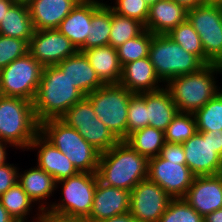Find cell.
<instances>
[{
  "mask_svg": "<svg viewBox=\"0 0 222 222\" xmlns=\"http://www.w3.org/2000/svg\"><path fill=\"white\" fill-rule=\"evenodd\" d=\"M0 222H17L0 203Z\"/></svg>",
  "mask_w": 222,
  "mask_h": 222,
  "instance_id": "c3c4849f",
  "label": "cell"
},
{
  "mask_svg": "<svg viewBox=\"0 0 222 222\" xmlns=\"http://www.w3.org/2000/svg\"><path fill=\"white\" fill-rule=\"evenodd\" d=\"M159 222H204V217L184 198H172Z\"/></svg>",
  "mask_w": 222,
  "mask_h": 222,
  "instance_id": "d590c367",
  "label": "cell"
},
{
  "mask_svg": "<svg viewBox=\"0 0 222 222\" xmlns=\"http://www.w3.org/2000/svg\"><path fill=\"white\" fill-rule=\"evenodd\" d=\"M0 203L17 222H30L27 219L34 202L18 182L0 195Z\"/></svg>",
  "mask_w": 222,
  "mask_h": 222,
  "instance_id": "f546056e",
  "label": "cell"
},
{
  "mask_svg": "<svg viewBox=\"0 0 222 222\" xmlns=\"http://www.w3.org/2000/svg\"><path fill=\"white\" fill-rule=\"evenodd\" d=\"M161 82L149 57H144L122 67L119 84L132 93H143L162 89Z\"/></svg>",
  "mask_w": 222,
  "mask_h": 222,
  "instance_id": "ffe728a7",
  "label": "cell"
},
{
  "mask_svg": "<svg viewBox=\"0 0 222 222\" xmlns=\"http://www.w3.org/2000/svg\"><path fill=\"white\" fill-rule=\"evenodd\" d=\"M110 7L117 15L138 20L144 26L149 13V6L145 0H115Z\"/></svg>",
  "mask_w": 222,
  "mask_h": 222,
  "instance_id": "f35d334b",
  "label": "cell"
},
{
  "mask_svg": "<svg viewBox=\"0 0 222 222\" xmlns=\"http://www.w3.org/2000/svg\"><path fill=\"white\" fill-rule=\"evenodd\" d=\"M148 126L145 92L134 93L128 105L126 138L133 132Z\"/></svg>",
  "mask_w": 222,
  "mask_h": 222,
  "instance_id": "8d00e7d4",
  "label": "cell"
},
{
  "mask_svg": "<svg viewBox=\"0 0 222 222\" xmlns=\"http://www.w3.org/2000/svg\"><path fill=\"white\" fill-rule=\"evenodd\" d=\"M17 182L35 204L37 202V204H40L38 205V210L49 209L51 207V202L49 204L45 200L50 198L49 196H53L54 190L56 191V182L52 175L36 165L29 168V170H25L23 173H19L18 170Z\"/></svg>",
  "mask_w": 222,
  "mask_h": 222,
  "instance_id": "cb8c5ba5",
  "label": "cell"
},
{
  "mask_svg": "<svg viewBox=\"0 0 222 222\" xmlns=\"http://www.w3.org/2000/svg\"><path fill=\"white\" fill-rule=\"evenodd\" d=\"M19 169L7 161L0 165V195L17 183Z\"/></svg>",
  "mask_w": 222,
  "mask_h": 222,
  "instance_id": "ab89813d",
  "label": "cell"
},
{
  "mask_svg": "<svg viewBox=\"0 0 222 222\" xmlns=\"http://www.w3.org/2000/svg\"><path fill=\"white\" fill-rule=\"evenodd\" d=\"M34 33V27L28 5L14 3L0 23V34L25 40L28 44Z\"/></svg>",
  "mask_w": 222,
  "mask_h": 222,
  "instance_id": "4316f807",
  "label": "cell"
},
{
  "mask_svg": "<svg viewBox=\"0 0 222 222\" xmlns=\"http://www.w3.org/2000/svg\"><path fill=\"white\" fill-rule=\"evenodd\" d=\"M182 146L186 164L195 176L221 174L222 157L210 143L209 135L196 131Z\"/></svg>",
  "mask_w": 222,
  "mask_h": 222,
  "instance_id": "9a60e30c",
  "label": "cell"
},
{
  "mask_svg": "<svg viewBox=\"0 0 222 222\" xmlns=\"http://www.w3.org/2000/svg\"><path fill=\"white\" fill-rule=\"evenodd\" d=\"M167 35L184 50L196 55L205 64V53L200 41V36L188 20L179 24Z\"/></svg>",
  "mask_w": 222,
  "mask_h": 222,
  "instance_id": "836d02e7",
  "label": "cell"
},
{
  "mask_svg": "<svg viewBox=\"0 0 222 222\" xmlns=\"http://www.w3.org/2000/svg\"><path fill=\"white\" fill-rule=\"evenodd\" d=\"M57 66L66 73L71 83L84 95L87 96L104 84L99 80L96 71L90 65L88 58L81 51L67 57Z\"/></svg>",
  "mask_w": 222,
  "mask_h": 222,
  "instance_id": "7402d4cb",
  "label": "cell"
},
{
  "mask_svg": "<svg viewBox=\"0 0 222 222\" xmlns=\"http://www.w3.org/2000/svg\"><path fill=\"white\" fill-rule=\"evenodd\" d=\"M29 44L22 39L0 34V70L28 52Z\"/></svg>",
  "mask_w": 222,
  "mask_h": 222,
  "instance_id": "74e56055",
  "label": "cell"
},
{
  "mask_svg": "<svg viewBox=\"0 0 222 222\" xmlns=\"http://www.w3.org/2000/svg\"><path fill=\"white\" fill-rule=\"evenodd\" d=\"M222 72V58L215 64Z\"/></svg>",
  "mask_w": 222,
  "mask_h": 222,
  "instance_id": "db71d44e",
  "label": "cell"
},
{
  "mask_svg": "<svg viewBox=\"0 0 222 222\" xmlns=\"http://www.w3.org/2000/svg\"><path fill=\"white\" fill-rule=\"evenodd\" d=\"M37 222H86L77 217H72L64 214H59L51 211L50 209L40 210L36 218Z\"/></svg>",
  "mask_w": 222,
  "mask_h": 222,
  "instance_id": "b9f144b4",
  "label": "cell"
},
{
  "mask_svg": "<svg viewBox=\"0 0 222 222\" xmlns=\"http://www.w3.org/2000/svg\"><path fill=\"white\" fill-rule=\"evenodd\" d=\"M32 1L33 0H15L16 3L25 4V5L30 4Z\"/></svg>",
  "mask_w": 222,
  "mask_h": 222,
  "instance_id": "816d5d0a",
  "label": "cell"
},
{
  "mask_svg": "<svg viewBox=\"0 0 222 222\" xmlns=\"http://www.w3.org/2000/svg\"><path fill=\"white\" fill-rule=\"evenodd\" d=\"M205 4L222 6V0H205Z\"/></svg>",
  "mask_w": 222,
  "mask_h": 222,
  "instance_id": "f907efd6",
  "label": "cell"
},
{
  "mask_svg": "<svg viewBox=\"0 0 222 222\" xmlns=\"http://www.w3.org/2000/svg\"><path fill=\"white\" fill-rule=\"evenodd\" d=\"M8 144H5L0 141V165L7 161V147H9Z\"/></svg>",
  "mask_w": 222,
  "mask_h": 222,
  "instance_id": "681fc988",
  "label": "cell"
},
{
  "mask_svg": "<svg viewBox=\"0 0 222 222\" xmlns=\"http://www.w3.org/2000/svg\"><path fill=\"white\" fill-rule=\"evenodd\" d=\"M153 35L154 34L145 29L140 35L129 39L118 47L117 53L120 65L123 67L125 64L148 57Z\"/></svg>",
  "mask_w": 222,
  "mask_h": 222,
  "instance_id": "d6a6232c",
  "label": "cell"
},
{
  "mask_svg": "<svg viewBox=\"0 0 222 222\" xmlns=\"http://www.w3.org/2000/svg\"><path fill=\"white\" fill-rule=\"evenodd\" d=\"M83 53L104 85L119 84L122 66L118 59L117 49L106 45L84 50Z\"/></svg>",
  "mask_w": 222,
  "mask_h": 222,
  "instance_id": "d4e9b609",
  "label": "cell"
},
{
  "mask_svg": "<svg viewBox=\"0 0 222 222\" xmlns=\"http://www.w3.org/2000/svg\"><path fill=\"white\" fill-rule=\"evenodd\" d=\"M40 131L31 101L19 97L0 95V141L29 150Z\"/></svg>",
  "mask_w": 222,
  "mask_h": 222,
  "instance_id": "277c9868",
  "label": "cell"
},
{
  "mask_svg": "<svg viewBox=\"0 0 222 222\" xmlns=\"http://www.w3.org/2000/svg\"><path fill=\"white\" fill-rule=\"evenodd\" d=\"M130 191L97 181L93 204L86 222H100L129 212Z\"/></svg>",
  "mask_w": 222,
  "mask_h": 222,
  "instance_id": "e0dca14e",
  "label": "cell"
},
{
  "mask_svg": "<svg viewBox=\"0 0 222 222\" xmlns=\"http://www.w3.org/2000/svg\"><path fill=\"white\" fill-rule=\"evenodd\" d=\"M202 135H209L210 143L215 148V151L222 157V129L217 131H198Z\"/></svg>",
  "mask_w": 222,
  "mask_h": 222,
  "instance_id": "7bdbcfd3",
  "label": "cell"
},
{
  "mask_svg": "<svg viewBox=\"0 0 222 222\" xmlns=\"http://www.w3.org/2000/svg\"><path fill=\"white\" fill-rule=\"evenodd\" d=\"M217 74L221 75V70L215 64H209L195 73L170 79L164 87L179 112L194 113L222 90L216 84Z\"/></svg>",
  "mask_w": 222,
  "mask_h": 222,
  "instance_id": "3957f363",
  "label": "cell"
},
{
  "mask_svg": "<svg viewBox=\"0 0 222 222\" xmlns=\"http://www.w3.org/2000/svg\"><path fill=\"white\" fill-rule=\"evenodd\" d=\"M183 198L203 217L222 208V174L195 176Z\"/></svg>",
  "mask_w": 222,
  "mask_h": 222,
  "instance_id": "2e32d148",
  "label": "cell"
},
{
  "mask_svg": "<svg viewBox=\"0 0 222 222\" xmlns=\"http://www.w3.org/2000/svg\"><path fill=\"white\" fill-rule=\"evenodd\" d=\"M97 181L96 173L78 172L76 175L57 182L56 189L62 187L60 190L62 197L58 203L52 202L49 209L86 221L92 208Z\"/></svg>",
  "mask_w": 222,
  "mask_h": 222,
  "instance_id": "ba28073f",
  "label": "cell"
},
{
  "mask_svg": "<svg viewBox=\"0 0 222 222\" xmlns=\"http://www.w3.org/2000/svg\"><path fill=\"white\" fill-rule=\"evenodd\" d=\"M197 131L193 113L178 112L165 131V141L183 144Z\"/></svg>",
  "mask_w": 222,
  "mask_h": 222,
  "instance_id": "e575fe53",
  "label": "cell"
},
{
  "mask_svg": "<svg viewBox=\"0 0 222 222\" xmlns=\"http://www.w3.org/2000/svg\"><path fill=\"white\" fill-rule=\"evenodd\" d=\"M130 92L120 84H108L86 97L91 101L97 118L121 141L126 139Z\"/></svg>",
  "mask_w": 222,
  "mask_h": 222,
  "instance_id": "52a82bcc",
  "label": "cell"
},
{
  "mask_svg": "<svg viewBox=\"0 0 222 222\" xmlns=\"http://www.w3.org/2000/svg\"><path fill=\"white\" fill-rule=\"evenodd\" d=\"M187 20L200 36L205 65L222 58V6L202 4L187 11Z\"/></svg>",
  "mask_w": 222,
  "mask_h": 222,
  "instance_id": "8fae6325",
  "label": "cell"
},
{
  "mask_svg": "<svg viewBox=\"0 0 222 222\" xmlns=\"http://www.w3.org/2000/svg\"><path fill=\"white\" fill-rule=\"evenodd\" d=\"M110 31L111 7L102 0V3L92 13L89 35L80 51L108 45Z\"/></svg>",
  "mask_w": 222,
  "mask_h": 222,
  "instance_id": "83f0119b",
  "label": "cell"
},
{
  "mask_svg": "<svg viewBox=\"0 0 222 222\" xmlns=\"http://www.w3.org/2000/svg\"><path fill=\"white\" fill-rule=\"evenodd\" d=\"M159 156L166 160L186 161L181 143L165 142L161 148Z\"/></svg>",
  "mask_w": 222,
  "mask_h": 222,
  "instance_id": "60d3db41",
  "label": "cell"
},
{
  "mask_svg": "<svg viewBox=\"0 0 222 222\" xmlns=\"http://www.w3.org/2000/svg\"><path fill=\"white\" fill-rule=\"evenodd\" d=\"M38 149L37 166L52 175L55 182L67 179L78 173L72 162L48 141L40 132L35 136L29 149Z\"/></svg>",
  "mask_w": 222,
  "mask_h": 222,
  "instance_id": "ac0fdd59",
  "label": "cell"
},
{
  "mask_svg": "<svg viewBox=\"0 0 222 222\" xmlns=\"http://www.w3.org/2000/svg\"><path fill=\"white\" fill-rule=\"evenodd\" d=\"M77 48L57 29L34 30L28 52L43 66L57 65L74 55Z\"/></svg>",
  "mask_w": 222,
  "mask_h": 222,
  "instance_id": "5bb4252c",
  "label": "cell"
},
{
  "mask_svg": "<svg viewBox=\"0 0 222 222\" xmlns=\"http://www.w3.org/2000/svg\"><path fill=\"white\" fill-rule=\"evenodd\" d=\"M83 97L57 65L45 66L32 102L35 117L39 123L60 118Z\"/></svg>",
  "mask_w": 222,
  "mask_h": 222,
  "instance_id": "7a4b0ae2",
  "label": "cell"
},
{
  "mask_svg": "<svg viewBox=\"0 0 222 222\" xmlns=\"http://www.w3.org/2000/svg\"><path fill=\"white\" fill-rule=\"evenodd\" d=\"M37 211H38V212H37ZM37 211H36V214L34 215L35 217H32V218H33V221H32V222H37V221H35V219L37 218L36 215H37V216L39 215L40 210H37Z\"/></svg>",
  "mask_w": 222,
  "mask_h": 222,
  "instance_id": "11a10c76",
  "label": "cell"
},
{
  "mask_svg": "<svg viewBox=\"0 0 222 222\" xmlns=\"http://www.w3.org/2000/svg\"><path fill=\"white\" fill-rule=\"evenodd\" d=\"M158 0H145V2L147 3V5L150 7L152 5H154Z\"/></svg>",
  "mask_w": 222,
  "mask_h": 222,
  "instance_id": "f5cc1de1",
  "label": "cell"
},
{
  "mask_svg": "<svg viewBox=\"0 0 222 222\" xmlns=\"http://www.w3.org/2000/svg\"><path fill=\"white\" fill-rule=\"evenodd\" d=\"M148 126L166 131L167 126L179 112L169 91L163 87L154 92H145Z\"/></svg>",
  "mask_w": 222,
  "mask_h": 222,
  "instance_id": "484cf974",
  "label": "cell"
},
{
  "mask_svg": "<svg viewBox=\"0 0 222 222\" xmlns=\"http://www.w3.org/2000/svg\"><path fill=\"white\" fill-rule=\"evenodd\" d=\"M101 0H81L56 28L80 51L89 35L93 11Z\"/></svg>",
  "mask_w": 222,
  "mask_h": 222,
  "instance_id": "d6986e66",
  "label": "cell"
},
{
  "mask_svg": "<svg viewBox=\"0 0 222 222\" xmlns=\"http://www.w3.org/2000/svg\"><path fill=\"white\" fill-rule=\"evenodd\" d=\"M100 222H139L132 214L125 213L117 216H113L109 219H105Z\"/></svg>",
  "mask_w": 222,
  "mask_h": 222,
  "instance_id": "ee69618b",
  "label": "cell"
},
{
  "mask_svg": "<svg viewBox=\"0 0 222 222\" xmlns=\"http://www.w3.org/2000/svg\"><path fill=\"white\" fill-rule=\"evenodd\" d=\"M147 178L157 183L172 198H183L195 175L186 161L166 160L158 155L148 161Z\"/></svg>",
  "mask_w": 222,
  "mask_h": 222,
  "instance_id": "7c38bea8",
  "label": "cell"
},
{
  "mask_svg": "<svg viewBox=\"0 0 222 222\" xmlns=\"http://www.w3.org/2000/svg\"><path fill=\"white\" fill-rule=\"evenodd\" d=\"M181 6H183L186 10H191L194 7L205 4V0H175Z\"/></svg>",
  "mask_w": 222,
  "mask_h": 222,
  "instance_id": "f6af8a7d",
  "label": "cell"
},
{
  "mask_svg": "<svg viewBox=\"0 0 222 222\" xmlns=\"http://www.w3.org/2000/svg\"><path fill=\"white\" fill-rule=\"evenodd\" d=\"M124 141L148 160L158 156L166 142L165 132L151 126L133 132Z\"/></svg>",
  "mask_w": 222,
  "mask_h": 222,
  "instance_id": "f1b7e54d",
  "label": "cell"
},
{
  "mask_svg": "<svg viewBox=\"0 0 222 222\" xmlns=\"http://www.w3.org/2000/svg\"><path fill=\"white\" fill-rule=\"evenodd\" d=\"M145 30L138 20L117 15L111 8V31L108 45L115 49L131 38L137 37Z\"/></svg>",
  "mask_w": 222,
  "mask_h": 222,
  "instance_id": "4dcf8cb0",
  "label": "cell"
},
{
  "mask_svg": "<svg viewBox=\"0 0 222 222\" xmlns=\"http://www.w3.org/2000/svg\"><path fill=\"white\" fill-rule=\"evenodd\" d=\"M171 199L157 183L147 178L131 190L129 213L139 222H159Z\"/></svg>",
  "mask_w": 222,
  "mask_h": 222,
  "instance_id": "4fadbf2b",
  "label": "cell"
},
{
  "mask_svg": "<svg viewBox=\"0 0 222 222\" xmlns=\"http://www.w3.org/2000/svg\"><path fill=\"white\" fill-rule=\"evenodd\" d=\"M15 3V0H0V23L5 17L6 12Z\"/></svg>",
  "mask_w": 222,
  "mask_h": 222,
  "instance_id": "7dc6e473",
  "label": "cell"
},
{
  "mask_svg": "<svg viewBox=\"0 0 222 222\" xmlns=\"http://www.w3.org/2000/svg\"><path fill=\"white\" fill-rule=\"evenodd\" d=\"M43 66L29 53L0 70V95L33 102Z\"/></svg>",
  "mask_w": 222,
  "mask_h": 222,
  "instance_id": "30bf717a",
  "label": "cell"
},
{
  "mask_svg": "<svg viewBox=\"0 0 222 222\" xmlns=\"http://www.w3.org/2000/svg\"><path fill=\"white\" fill-rule=\"evenodd\" d=\"M148 57L164 85L174 77L195 73L205 66L196 55L184 50L167 34L153 35Z\"/></svg>",
  "mask_w": 222,
  "mask_h": 222,
  "instance_id": "8992f818",
  "label": "cell"
},
{
  "mask_svg": "<svg viewBox=\"0 0 222 222\" xmlns=\"http://www.w3.org/2000/svg\"><path fill=\"white\" fill-rule=\"evenodd\" d=\"M60 119L78 133L100 153L110 150L120 140L97 118L91 101L84 96L67 110Z\"/></svg>",
  "mask_w": 222,
  "mask_h": 222,
  "instance_id": "9c48e42d",
  "label": "cell"
},
{
  "mask_svg": "<svg viewBox=\"0 0 222 222\" xmlns=\"http://www.w3.org/2000/svg\"><path fill=\"white\" fill-rule=\"evenodd\" d=\"M197 131L222 129V90L194 113Z\"/></svg>",
  "mask_w": 222,
  "mask_h": 222,
  "instance_id": "1f68e13d",
  "label": "cell"
},
{
  "mask_svg": "<svg viewBox=\"0 0 222 222\" xmlns=\"http://www.w3.org/2000/svg\"><path fill=\"white\" fill-rule=\"evenodd\" d=\"M72 162L78 172L96 173L100 152L60 118L40 123L39 131Z\"/></svg>",
  "mask_w": 222,
  "mask_h": 222,
  "instance_id": "5b68a950",
  "label": "cell"
},
{
  "mask_svg": "<svg viewBox=\"0 0 222 222\" xmlns=\"http://www.w3.org/2000/svg\"><path fill=\"white\" fill-rule=\"evenodd\" d=\"M148 159L121 140L100 153L96 175L106 186L131 190L148 176Z\"/></svg>",
  "mask_w": 222,
  "mask_h": 222,
  "instance_id": "6da1fadb",
  "label": "cell"
},
{
  "mask_svg": "<svg viewBox=\"0 0 222 222\" xmlns=\"http://www.w3.org/2000/svg\"><path fill=\"white\" fill-rule=\"evenodd\" d=\"M81 0H33L28 4L34 30L56 29Z\"/></svg>",
  "mask_w": 222,
  "mask_h": 222,
  "instance_id": "44dd1931",
  "label": "cell"
},
{
  "mask_svg": "<svg viewBox=\"0 0 222 222\" xmlns=\"http://www.w3.org/2000/svg\"><path fill=\"white\" fill-rule=\"evenodd\" d=\"M187 11L175 0H158L149 7L144 28L152 34H168L187 20Z\"/></svg>",
  "mask_w": 222,
  "mask_h": 222,
  "instance_id": "603a6c76",
  "label": "cell"
},
{
  "mask_svg": "<svg viewBox=\"0 0 222 222\" xmlns=\"http://www.w3.org/2000/svg\"><path fill=\"white\" fill-rule=\"evenodd\" d=\"M204 222H222V208L207 214Z\"/></svg>",
  "mask_w": 222,
  "mask_h": 222,
  "instance_id": "bcb514c9",
  "label": "cell"
}]
</instances>
